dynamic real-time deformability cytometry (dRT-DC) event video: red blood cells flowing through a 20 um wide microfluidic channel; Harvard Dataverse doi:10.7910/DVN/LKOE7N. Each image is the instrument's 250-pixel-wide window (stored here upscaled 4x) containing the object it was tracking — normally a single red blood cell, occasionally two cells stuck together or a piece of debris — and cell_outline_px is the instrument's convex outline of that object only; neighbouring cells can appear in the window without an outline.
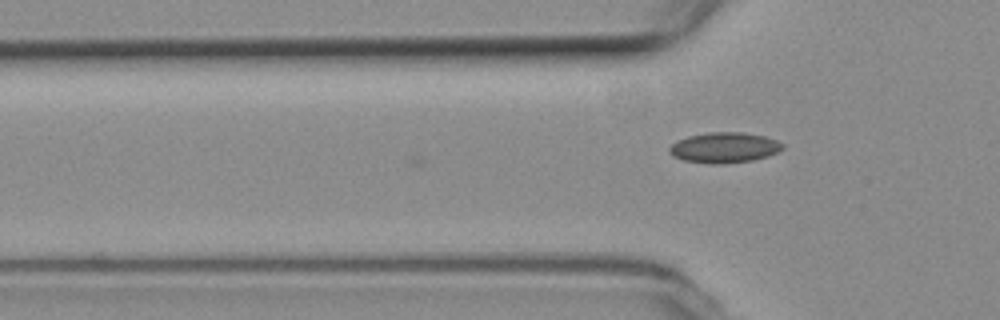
{"species": "common noctule bat (a hibernating species)", "species_latin": "Nyctalus noctula", "temperature_condition": "room temperature", "stored_images_in_passage": 5, "camera_frame_rate_fps": 3000, "um_per_image_px": 0.085, "animal": {"sex": "female", "body_mass_g": 19.3, "forearm_length_mm": 54.1}, "frame": {"image": 1, "passage_image": 5, "time_ms": 1.333, "image_size_px": [1000, 320], "cell_outline_px": [[784, 148], [768, 156], [752, 160], [724, 164], [708, 164], [684, 160], [672, 156], [668, 152], [668, 148], [672, 144], [688, 136], [708, 132], [740, 132], [764, 136], [776, 140], [784, 144]], "centroid_in_image_um": [61.55, 12.55], "position_along_channel_um": 64.2, "area_um2": 20.11}}